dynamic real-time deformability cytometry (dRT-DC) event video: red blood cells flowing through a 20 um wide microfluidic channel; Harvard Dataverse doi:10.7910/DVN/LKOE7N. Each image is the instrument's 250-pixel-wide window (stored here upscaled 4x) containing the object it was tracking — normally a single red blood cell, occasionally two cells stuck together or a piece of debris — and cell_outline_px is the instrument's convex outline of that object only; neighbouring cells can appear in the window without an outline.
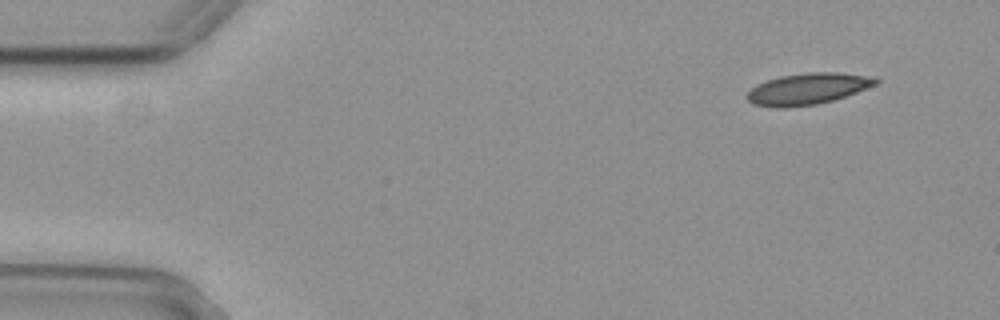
{"species": "common noctule bat (a hibernating species)", "species_latin": "Nyctalus noctula", "temperature_condition": "cold", "stored_images_in_passage": 3, "camera_frame_rate_fps": 3000, "um_per_image_px": 0.085, "animal": {"sex": "female", "body_mass_g": 29.2, "forearm_length_mm": 56.3}, "frame": {"image": 1, "passage_image": 1, "time_ms": 0.0, "image_size_px": [1000, 320], "cell_outline_px": [[880, 80], [876, 84], [856, 92], [832, 100], [816, 104], [784, 108], [776, 108], [752, 104], [744, 96], [756, 84], [780, 76], [808, 72], [840, 72], [876, 76]], "centroid_in_image_um": [68.65, 7.54], "position_along_channel_um": 16.3, "area_um2": 23.64}}